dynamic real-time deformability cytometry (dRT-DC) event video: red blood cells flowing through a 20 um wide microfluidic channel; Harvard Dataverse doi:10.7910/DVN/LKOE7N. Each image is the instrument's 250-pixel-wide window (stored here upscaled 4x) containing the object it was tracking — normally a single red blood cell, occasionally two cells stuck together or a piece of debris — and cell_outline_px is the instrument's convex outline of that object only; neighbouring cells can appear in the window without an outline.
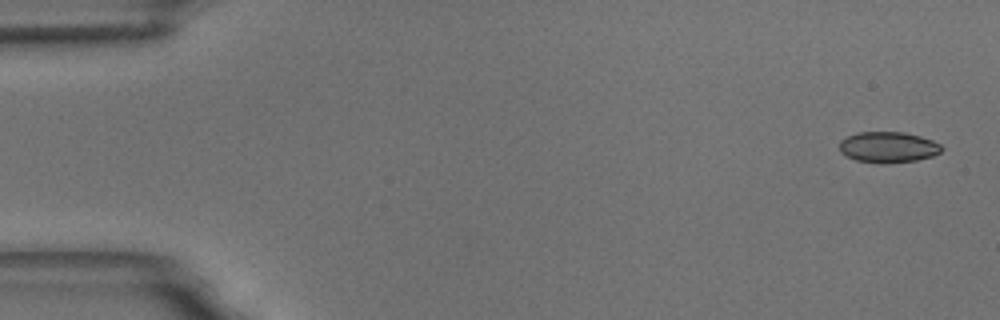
{"species": "common noctule bat (a hibernating species)", "species_latin": "Nyctalus noctula", "temperature_condition": "room temperature", "stored_images_in_passage": 6, "camera_frame_rate_fps": 3000, "um_per_image_px": 0.085, "animal": {"sex": "male", "body_mass_g": 18.8}, "frame": {"image": 1, "passage_image": 1, "time_ms": 0.0, "image_size_px": [1000, 320], "cell_outline_px": [[944, 148], [940, 152], [932, 156], [916, 160], [856, 160], [840, 152], [840, 140], [848, 136], [860, 132], [904, 132], [920, 136], [932, 140], [940, 144]], "centroid_in_image_um": [75.52, 12.45], "position_along_channel_um": 9.5, "area_um2": 17.46}}
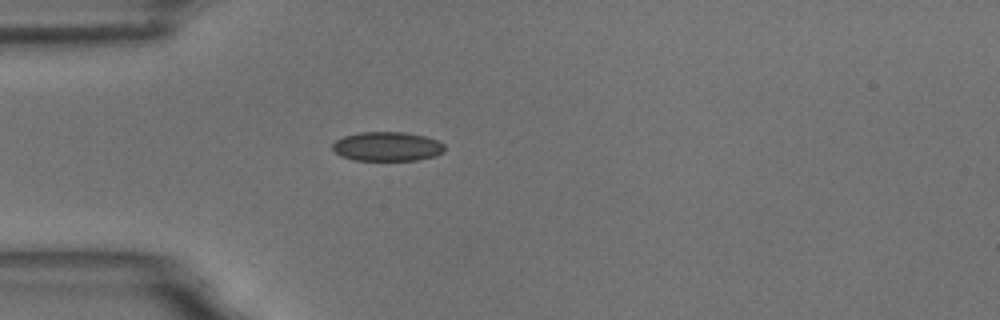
{"frame": {"image": 2, "passage_image": 5, "time_ms": 4.667, "image_size_px": [1000, 320], "cell_outline_px": [[444, 152], [436, 156], [416, 160], [356, 160], [340, 156], [332, 148], [332, 144], [336, 140], [344, 136], [360, 132], [404, 132], [424, 136], [436, 140], [444, 144]], "centroid_in_image_um": [32.91, 12.45], "position_along_channel_um": 52.1, "area_um2": 19.07}}